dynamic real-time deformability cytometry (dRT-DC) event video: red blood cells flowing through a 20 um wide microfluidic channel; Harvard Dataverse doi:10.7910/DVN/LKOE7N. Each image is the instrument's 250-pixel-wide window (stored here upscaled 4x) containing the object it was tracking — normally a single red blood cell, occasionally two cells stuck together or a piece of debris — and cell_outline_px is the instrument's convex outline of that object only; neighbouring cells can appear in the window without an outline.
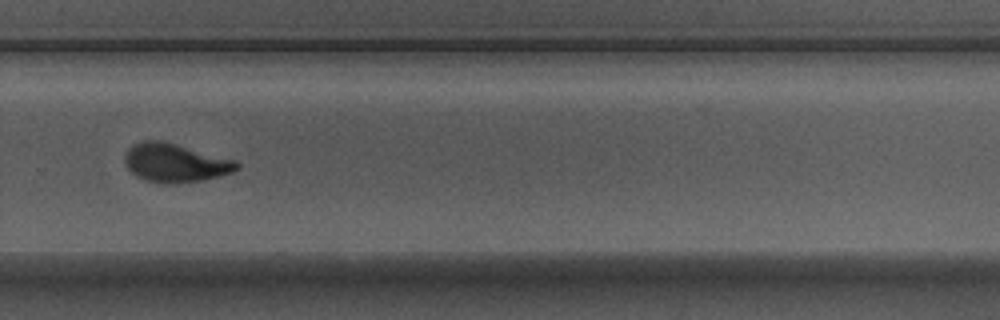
{"species": "Egyptian fruit bat (a non-hibernating species)", "species_latin": "Rousettus aegyptiacus", "temperature_condition": "warm", "stored_images_in_passage": 8, "camera_frame_rate_fps": 3000, "um_per_image_px": 0.085, "animal": {"sex": "male"}, "frame": {"image": 1, "passage_image": 8, "time_ms": 2.333, "image_size_px": [1000, 320], "cell_outline_px": [[240, 168], [232, 172], [220, 176], [200, 180], [164, 184], [144, 180], [136, 176], [128, 168], [124, 160], [124, 156], [128, 148], [144, 140], [160, 140], [236, 160], [240, 164]], "centroid_in_image_um": [14.89, 13.84], "position_along_channel_um": 314.9, "area_um2": 24.97}}